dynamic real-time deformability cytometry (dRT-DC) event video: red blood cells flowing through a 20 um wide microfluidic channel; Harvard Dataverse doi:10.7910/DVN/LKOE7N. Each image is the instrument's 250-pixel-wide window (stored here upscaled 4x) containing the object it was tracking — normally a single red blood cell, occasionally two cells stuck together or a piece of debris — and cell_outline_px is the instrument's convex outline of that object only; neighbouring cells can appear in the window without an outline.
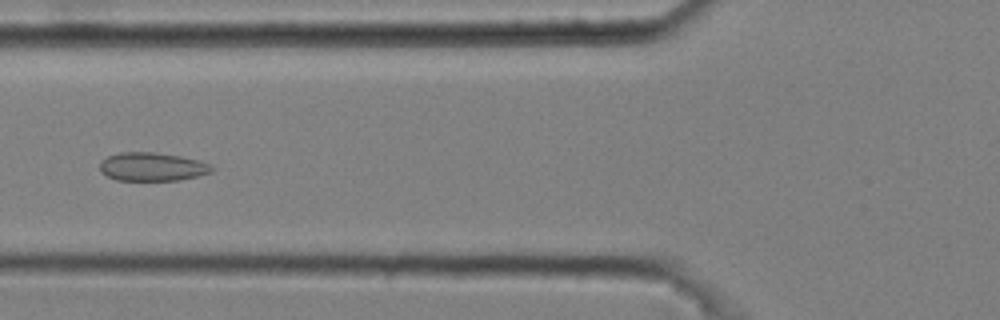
{"species": "common noctule bat (a hibernating species)", "species_latin": "Nyctalus noctula", "temperature_condition": "cold", "stored_images_in_passage": 7, "camera_frame_rate_fps": 3000, "um_per_image_px": 0.085, "animal": {"sex": "male", "body_mass_g": 20.4}, "frame": {"image": 1, "passage_image": 6, "time_ms": 1.667, "image_size_px": [1000, 320], "cell_outline_px": [[216, 168], [212, 172], [180, 180], [116, 180], [100, 172], [100, 160], [108, 156], [120, 152], [152, 152], [180, 156], [196, 160], [208, 164]], "centroid_in_image_um": [12.91, 14.17], "position_along_channel_um": 112.9, "area_um2": 18.5}}
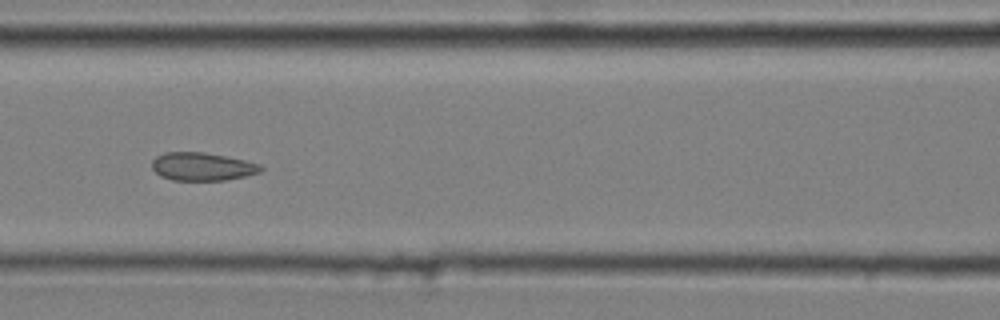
{"frame": {"image": 2, "passage_image": 7, "time_ms": 2.0, "image_size_px": [1000, 320], "cell_outline_px": [[264, 168], [260, 172], [244, 176], [224, 180], [172, 180], [160, 176], [152, 168], [152, 160], [156, 156], [164, 152], [204, 152], [228, 156], [260, 164]], "centroid_in_image_um": [17.18, 14.15], "position_along_channel_um": 149.4, "area_um2": 17.86}}